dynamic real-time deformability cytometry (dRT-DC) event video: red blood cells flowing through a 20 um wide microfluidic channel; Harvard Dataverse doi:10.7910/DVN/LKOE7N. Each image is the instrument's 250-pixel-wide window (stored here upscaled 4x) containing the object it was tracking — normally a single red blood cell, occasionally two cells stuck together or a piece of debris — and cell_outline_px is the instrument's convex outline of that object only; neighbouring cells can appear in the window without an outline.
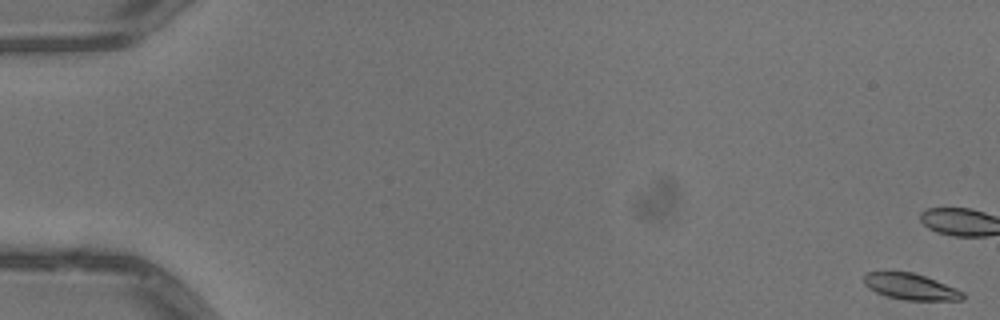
{"species": "common noctule bat (a hibernating species)", "species_latin": "Nyctalus noctula", "temperature_condition": "warm", "stored_images_in_passage": 10, "camera_frame_rate_fps": 3000, "um_per_image_px": 0.085, "animal": {"sex": "male", "body_mass_g": 13.3}, "frame": {"image": 1, "passage_image": 1, "time_ms": 0.0, "image_size_px": [1000, 320], "cell_outline_px": [[964, 300], [904, 300], [888, 296], [876, 292], [868, 288], [864, 284], [864, 276], [868, 272], [912, 272], [924, 276], [956, 288], [964, 292]], "centroid_in_image_um": [77.42, 24.37], "position_along_channel_um": 7.6, "area_um2": 14.91}}